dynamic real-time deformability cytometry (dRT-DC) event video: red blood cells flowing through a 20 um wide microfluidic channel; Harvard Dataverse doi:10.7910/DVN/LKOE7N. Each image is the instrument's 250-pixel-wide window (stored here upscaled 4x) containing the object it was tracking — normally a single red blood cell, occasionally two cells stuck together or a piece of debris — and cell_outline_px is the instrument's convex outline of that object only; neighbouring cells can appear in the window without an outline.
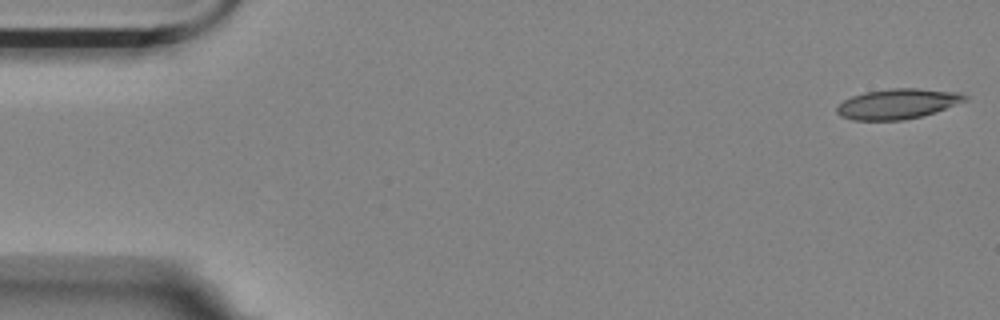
{"species": "Egyptian fruit bat (a non-hibernating species)", "species_latin": "Rousettus aegyptiacus", "temperature_condition": "room temperature", "stored_images_in_passage": 9, "camera_frame_rate_fps": 3000, "um_per_image_px": 0.085, "animal": {"sex": "female"}, "frame": {"image": 1, "passage_image": 1, "time_ms": 0.0, "image_size_px": [1000, 320], "cell_outline_px": [[968, 100], [936, 112], [904, 120], [852, 120], [840, 116], [836, 112], [836, 108], [844, 100], [852, 96], [864, 92], [892, 88], [916, 88], [960, 92], [968, 96]], "centroid_in_image_um": [76.31, 8.82], "position_along_channel_um": 8.7, "area_um2": 22.6}}